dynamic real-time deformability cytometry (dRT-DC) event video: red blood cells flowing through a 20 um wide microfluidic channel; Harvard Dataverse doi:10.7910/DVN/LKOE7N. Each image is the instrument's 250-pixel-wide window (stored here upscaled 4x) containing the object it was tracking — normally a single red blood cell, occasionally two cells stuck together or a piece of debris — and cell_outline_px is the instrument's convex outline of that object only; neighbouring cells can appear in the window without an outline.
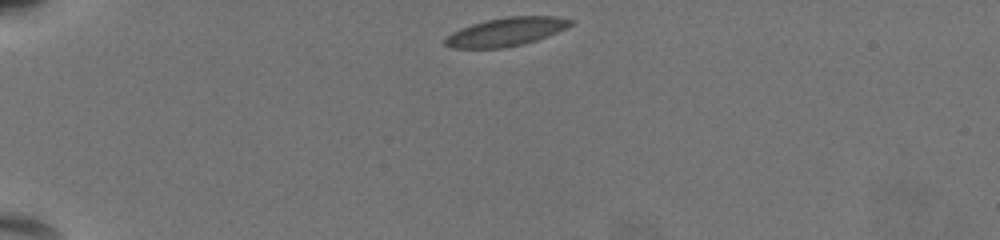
{"species": "common noctule bat (a hibernating species)", "species_latin": "Nyctalus noctula", "temperature_condition": "warm", "stored_images_in_passage": 39, "camera_frame_rate_fps": 3000, "um_per_image_px": 0.085, "animal": {"sex": "female", "body_mass_g": 19.5, "forearm_length_mm": 54.1}, "frame": {"image": 1, "passage_image": 1, "time_ms": 0.0, "image_size_px": [1000, 240], "cell_outline_px": [[576, 20], [572, 24], [548, 36], [524, 44], [504, 48], [452, 48], [444, 44], [444, 36], [460, 28], [472, 24], [488, 20], [508, 16], [556, 16]], "centroid_in_image_um": [43.0, 2.7], "position_along_channel_um": 42.0, "area_um2": 20.87}}
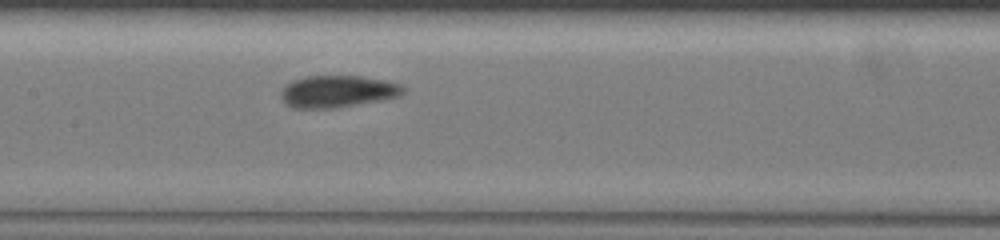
{"frame": {"image": 2, "passage_image": 17, "time_ms": 5.333, "image_size_px": [1000, 240], "cell_outline_px": [[404, 92], [400, 96], [380, 100], [336, 108], [292, 108], [280, 96], [280, 92], [292, 80], [308, 76], [364, 76], [384, 80], [400, 84], [404, 88]], "centroid_in_image_um": [28.71, 7.77], "position_along_channel_um": 178.7, "area_um2": 22.66}}
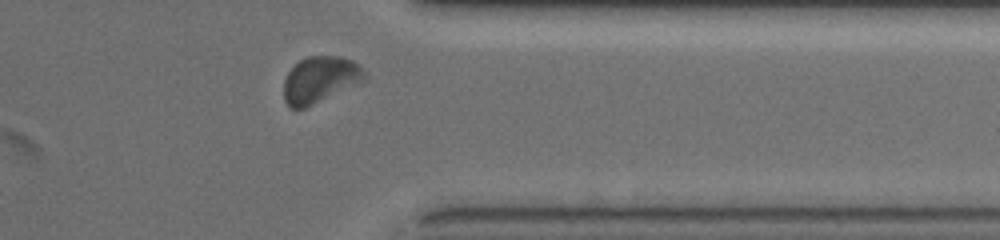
{"frame": {"image": 3, "passage_image": 34, "time_ms": 11.0, "image_size_px": [1000, 240], "cell_outline_px": [[368, 76], [364, 80], [304, 108], [292, 108], [284, 100], [284, 80], [288, 72], [304, 56], [340, 56], [352, 60], [360, 64]], "centroid_in_image_um": [27.21, 6.73], "position_along_channel_um": 384.2, "area_um2": 21.56}, "authors_computed_cell_mechanics": {"area_um2": 21.5594, "velocity_mm_per_s": 3.6664, "shape_relaxation_time_tau1_ms": 2.5305, "shape_relaxation_time_tau2_ms": 0.8906, "deformation_change_tau1": 0.0842, "deformation_change_tau2": 0.0379}}